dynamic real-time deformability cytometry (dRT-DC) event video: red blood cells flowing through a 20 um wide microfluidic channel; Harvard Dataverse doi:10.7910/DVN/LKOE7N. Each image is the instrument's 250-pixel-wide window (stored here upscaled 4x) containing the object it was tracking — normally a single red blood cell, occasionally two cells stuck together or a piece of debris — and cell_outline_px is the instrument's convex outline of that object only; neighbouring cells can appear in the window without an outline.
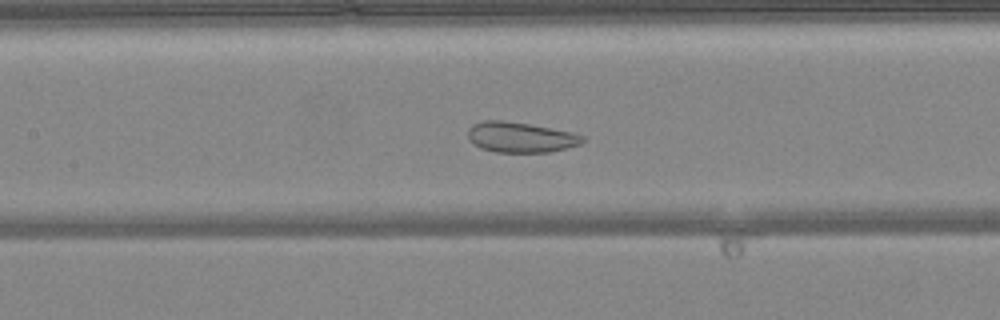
{"species": "common noctule bat (a hibernating species)", "species_latin": "Nyctalus noctula", "temperature_condition": "warm", "stored_images_in_passage": 49, "camera_frame_rate_fps": 3000, "um_per_image_px": 0.085, "animal": {"sex": "female", "body_mass_g": 24.6, "forearm_length_mm": 56.2}, "frame": {"image": 1, "passage_image": 22, "time_ms": 7.0, "image_size_px": [1000, 320], "cell_outline_px": [[584, 140], [580, 144], [568, 148], [548, 152], [496, 152], [480, 148], [472, 144], [468, 140], [468, 128], [472, 124], [484, 120], [500, 120], [528, 124], [572, 132], [584, 136]], "centroid_in_image_um": [44.2, 11.67], "position_along_channel_um": 163.2, "area_um2": 20.35}}
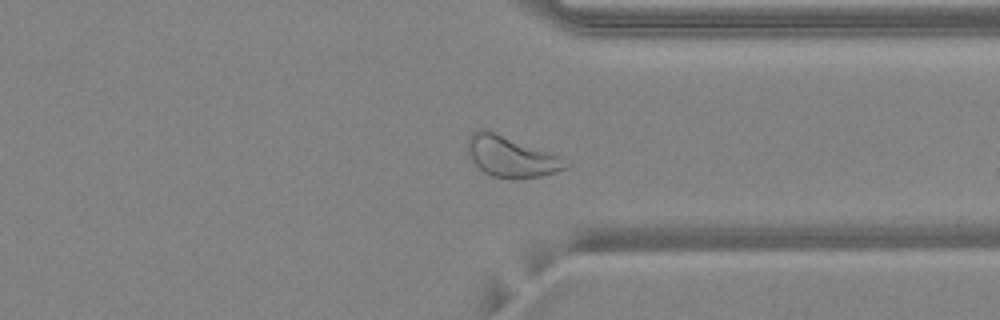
{"frame": {"image": 2, "passage_image": 37, "time_ms": 12.0, "image_size_px": [1000, 320], "cell_outline_px": [[572, 164], [568, 168], [556, 172], [540, 176], [492, 176], [484, 172], [468, 156], [468, 136], [472, 132], [480, 128], [484, 128], [560, 156]], "centroid_in_image_um": [43.44, 13.27], "position_along_channel_um": 368.0, "area_um2": 22.77}}
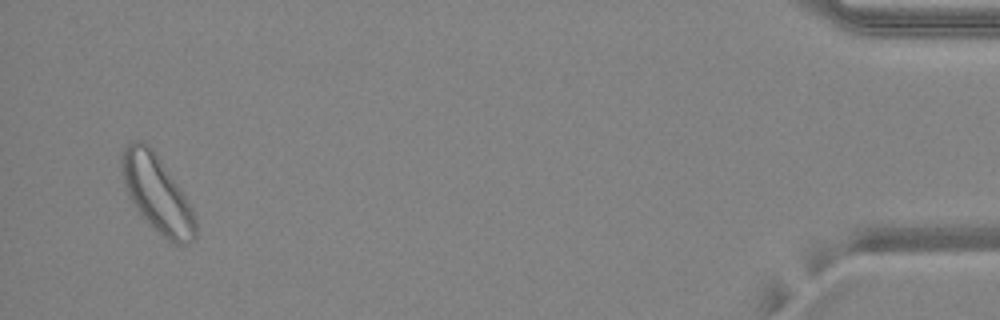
{"frame": {"image": 3, "passage_image": 47, "time_ms": 15.333, "image_size_px": [1000, 320], "cell_outline_px": [[196, 236], [188, 244], [176, 244], [168, 240], [148, 224], [136, 208], [128, 196], [124, 184], [120, 160], [120, 156], [124, 148], [132, 140], [144, 140], [152, 148], [180, 188], [192, 208], [196, 216]], "centroid_in_image_um": [13.34, 16.46], "position_along_channel_um": 421.9, "area_um2": 32.95}, "authors_computed_cell_mechanics": {"area_um2": 27.0504, "velocity_mm_per_s": 4.1247, "shape_relaxation_time_tau1_ms": null, "shape_relaxation_time_tau2_ms": 2.4693, "deformation_change_tau1": null, "deformation_change_tau2": 0.0798}}